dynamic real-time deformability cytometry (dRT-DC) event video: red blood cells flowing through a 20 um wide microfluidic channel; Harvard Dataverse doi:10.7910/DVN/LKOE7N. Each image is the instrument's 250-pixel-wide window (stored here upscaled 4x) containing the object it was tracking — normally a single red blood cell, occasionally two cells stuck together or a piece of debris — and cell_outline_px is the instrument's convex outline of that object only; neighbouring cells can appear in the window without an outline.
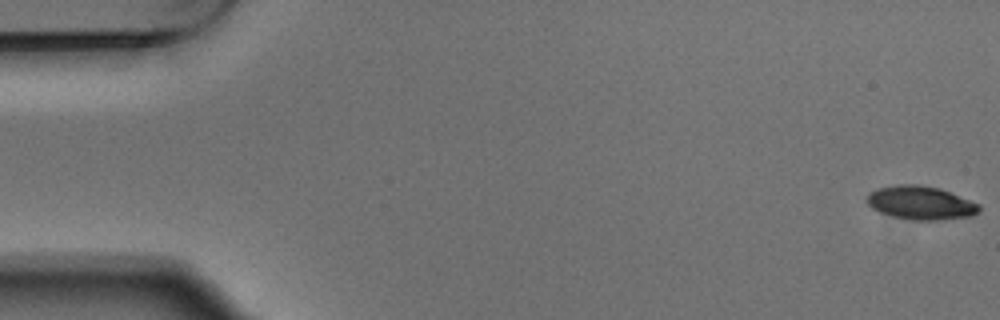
{"species": "Egyptian fruit bat (a non-hibernating species)", "species_latin": "Rousettus aegyptiacus", "temperature_condition": "warm", "stored_images_in_passage": 6, "camera_frame_rate_fps": 3000, "um_per_image_px": 0.085, "animal": {"sex": "male"}, "frame": {"image": 1, "passage_image": 1, "time_ms": 0.0, "image_size_px": [1000, 320], "cell_outline_px": [[980, 212], [972, 216], [936, 220], [912, 220], [892, 216], [880, 212], [872, 208], [868, 204], [868, 192], [876, 188], [900, 184], [916, 184], [940, 188], [980, 204]], "centroid_in_image_um": [78.27, 17.24], "position_along_channel_um": 6.7, "area_um2": 21.96}}
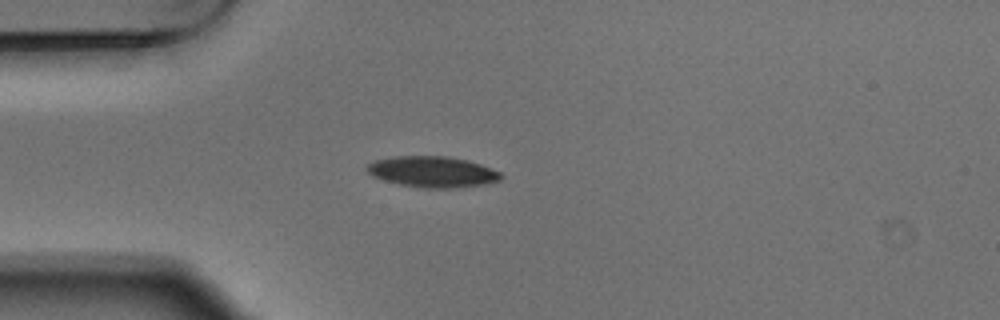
{"frame": {"image": 2, "passage_image": 5, "time_ms": 1.333, "image_size_px": [1000, 320], "cell_outline_px": [[504, 176], [500, 180], [484, 184], [456, 188], [424, 188], [400, 184], [384, 180], [372, 176], [364, 168], [368, 164], [376, 160], [392, 156], [448, 156], [468, 160], [480, 164], [500, 172]], "centroid_in_image_um": [36.76, 14.6], "position_along_channel_um": 48.2, "area_um2": 24.22}}